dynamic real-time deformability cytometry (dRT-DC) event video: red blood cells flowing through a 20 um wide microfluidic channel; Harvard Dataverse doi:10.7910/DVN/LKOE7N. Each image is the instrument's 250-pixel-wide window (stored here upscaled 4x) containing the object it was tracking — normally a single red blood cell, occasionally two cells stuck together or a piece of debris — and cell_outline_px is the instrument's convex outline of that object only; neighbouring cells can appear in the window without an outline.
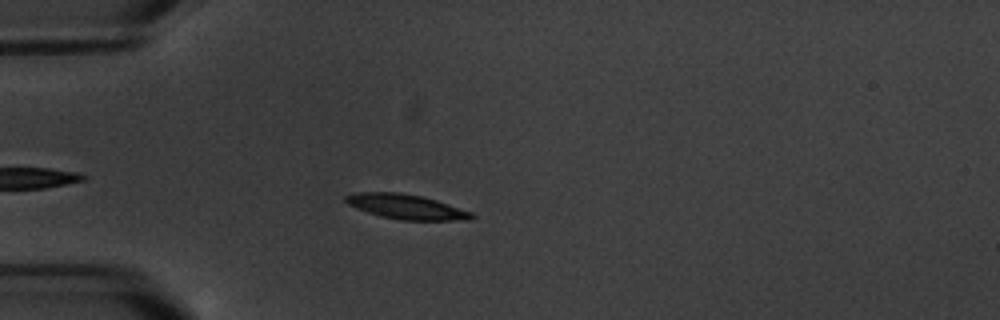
{"species": "common noctule bat (a hibernating species)", "species_latin": "Nyctalus noctula", "temperature_condition": "warm", "stored_images_in_passage": 8, "camera_frame_rate_fps": 3000, "um_per_image_px": 0.085, "animal": {"sex": "male", "body_mass_g": 20.1, "forearm_length_mm": 53.5}, "frame": {"image": 1, "passage_image": 2, "time_ms": 1.333, "image_size_px": [1000, 320], "cell_outline_px": [[476, 216], [472, 220], [400, 220], [380, 216], [356, 208], [348, 204], [344, 200], [344, 196], [356, 192], [400, 192], [420, 196], [436, 200], [472, 212]], "centroid_in_image_um": [34.53, 17.57], "position_along_channel_um": 50.5, "area_um2": 18.21}}
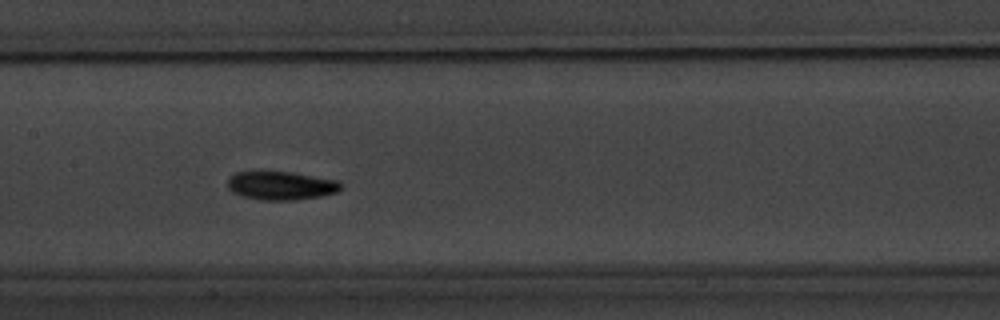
{"frame": {"image": 2, "passage_image": 6, "time_ms": 5.667, "image_size_px": [1000, 320], "cell_outline_px": [[340, 188], [336, 192], [324, 196], [292, 200], [260, 200], [240, 196], [232, 192], [228, 188], [228, 176], [236, 172], [292, 172], [340, 180]], "centroid_in_image_um": [23.87, 15.78], "position_along_channel_um": 183.5, "area_um2": 18.96}}
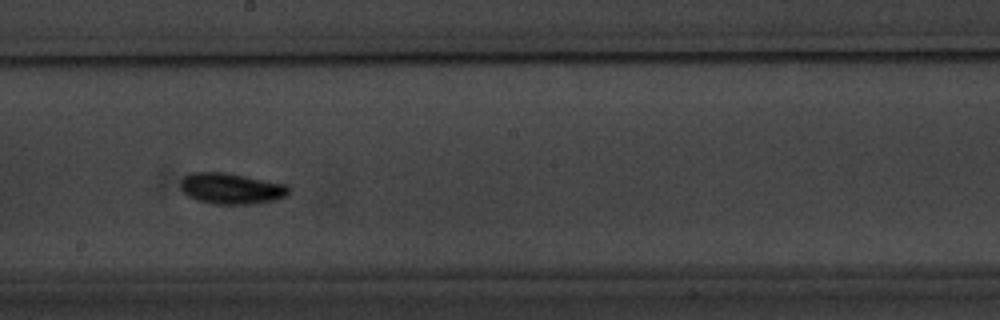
{"frame": {"image": 3, "passage_image": 7, "time_ms": 7.0, "image_size_px": [1000, 320], "cell_outline_px": [[292, 188], [284, 196], [276, 200], [252, 204], [216, 204], [196, 200], [188, 196], [180, 188], [180, 180], [188, 172], [224, 172], [288, 184]], "centroid_in_image_um": [19.65, 16.02], "position_along_channel_um": 228.6, "area_um2": 19.77}}